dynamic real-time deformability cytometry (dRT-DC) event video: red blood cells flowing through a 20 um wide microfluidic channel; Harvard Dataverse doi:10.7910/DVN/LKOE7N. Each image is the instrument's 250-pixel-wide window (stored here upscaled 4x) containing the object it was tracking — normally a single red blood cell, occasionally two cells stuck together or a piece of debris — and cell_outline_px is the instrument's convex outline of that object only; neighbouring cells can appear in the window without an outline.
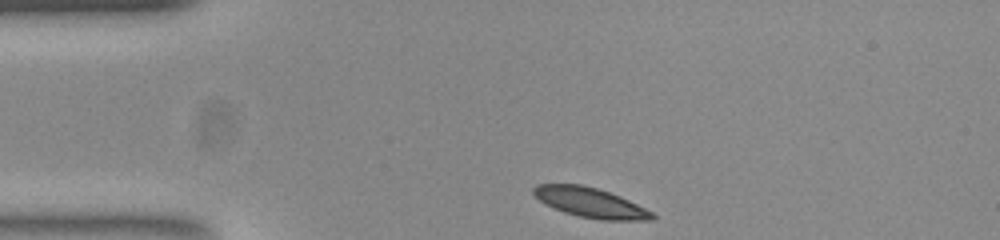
{"species": "common noctule bat (a hibernating species)", "species_latin": "Nyctalus noctula", "temperature_condition": "room temperature", "stored_images_in_passage": 35, "camera_frame_rate_fps": 3000, "um_per_image_px": 0.085, "animal": {"sex": "female", "body_mass_g": 23.0, "forearm_length_mm": 53.4}, "frame": {"image": 1, "passage_image": 1, "time_ms": 0.0, "image_size_px": [1000, 240], "cell_outline_px": [[652, 216], [584, 216], [560, 208], [544, 200], [536, 192], [536, 188], [544, 184], [572, 184], [592, 188], [616, 196], [648, 212]], "centroid_in_image_um": [49.96, 17.1], "position_along_channel_um": 35.0, "area_um2": 16.3}}
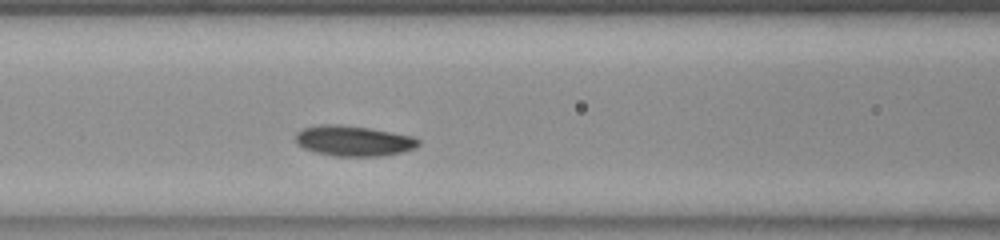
{"frame": {"image": 2, "passage_image": 12, "time_ms": 3.667, "image_size_px": [1000, 240], "cell_outline_px": [[416, 144], [404, 148], [388, 152], [332, 152], [316, 148], [304, 144], [300, 140], [300, 136], [304, 132], [312, 128], [356, 128], [380, 132], [400, 136], [416, 140]], "centroid_in_image_um": [30.09, 11.93], "position_along_channel_um": 136.5, "area_um2": 15.66}}
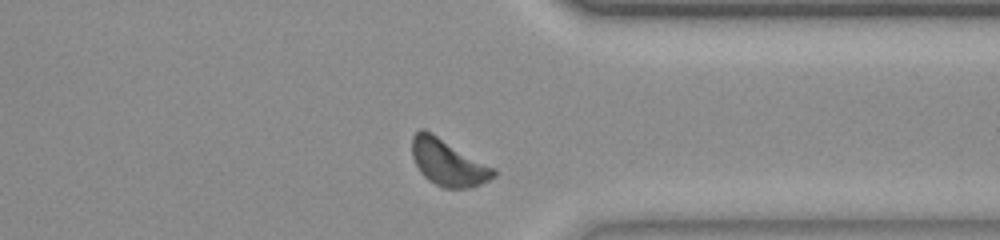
{"frame": {"image": 3, "passage_image": 31, "time_ms": 10.0, "image_size_px": [1000, 240], "cell_outline_px": [[496, 172], [492, 176], [476, 184], [440, 184], [432, 180], [420, 168], [416, 160], [412, 148], [412, 144], [416, 136], [420, 132], [428, 132]], "centroid_in_image_um": [38.02, 13.78], "position_along_channel_um": 373.4, "area_um2": 18.26}}